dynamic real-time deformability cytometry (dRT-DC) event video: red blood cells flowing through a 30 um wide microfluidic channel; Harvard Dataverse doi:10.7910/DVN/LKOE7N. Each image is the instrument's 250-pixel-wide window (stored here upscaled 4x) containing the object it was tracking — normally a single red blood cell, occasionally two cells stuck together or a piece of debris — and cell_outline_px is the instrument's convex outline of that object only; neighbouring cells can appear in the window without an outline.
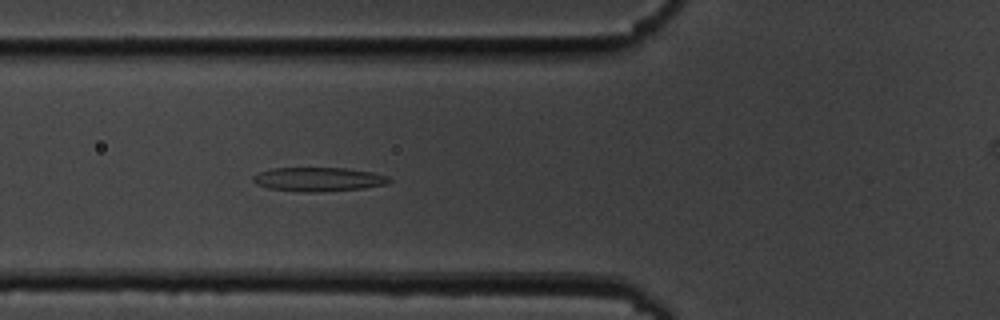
{"species": "common noctule bat (a hibernating species)", "species_latin": "Nyctalus noctula", "temperature_condition": "cold", "stored_images_in_passage": 56, "camera_frame_rate_fps": 3000, "um_per_image_px": 0.085, "animal": {"sex": "male", "body_mass_g": 19.5, "forearm_length_mm": 54.6}, "frame": {"image": 1, "passage_image": 20, "time_ms": 6.333, "image_size_px": [1000, 320], "cell_outline_px": [[392, 180], [388, 184], [364, 188], [320, 192], [304, 192], [268, 188], [256, 184], [252, 180], [252, 176], [260, 172], [272, 168], [344, 168], [372, 172], [388, 176]], "centroid_in_image_um": [27.08, 15.24], "position_along_channel_um": 98.7, "area_um2": 19.07}}
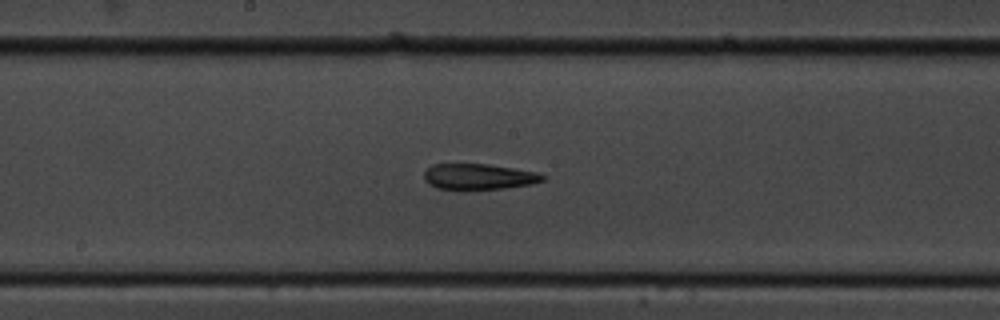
{"frame": {"image": 2, "passage_image": 29, "time_ms": 9.333, "image_size_px": [1000, 320], "cell_outline_px": [[544, 180], [532, 184], [504, 188], [464, 192], [436, 188], [428, 184], [424, 180], [424, 172], [432, 164], [488, 164], [540, 172], [544, 176]], "centroid_in_image_um": [40.66, 15.05], "position_along_channel_um": 207.5, "area_um2": 18.55}}
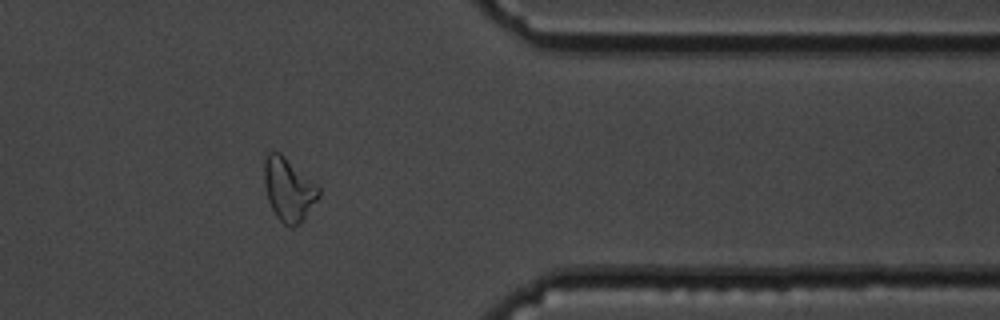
{"frame": {"image": 3, "passage_image": 45, "time_ms": 14.667, "image_size_px": [1000, 320], "cell_outline_px": [[320, 196], [304, 220], [300, 224], [292, 228], [288, 228], [276, 216], [268, 200], [264, 184], [264, 160], [268, 152], [280, 152], [316, 184], [320, 188]], "centroid_in_image_um": [24.54, 16.13], "position_along_channel_um": 386.9, "area_um2": 20.17}, "authors_computed_cell_mechanics": {"area_um2": 20.0566, "velocity_mm_per_s": 3.6142, "shape_relaxation_time_tau1_ms": null, "shape_relaxation_time_tau2_ms": 6.4095, "deformation_change_tau1": null, "deformation_change_tau2": 0.1752}}